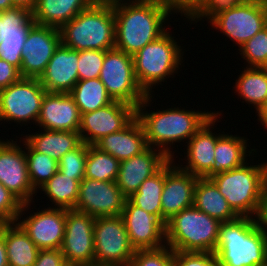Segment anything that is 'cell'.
Masks as SVG:
<instances>
[{"label": "cell", "instance_id": "32", "mask_svg": "<svg viewBox=\"0 0 267 266\" xmlns=\"http://www.w3.org/2000/svg\"><path fill=\"white\" fill-rule=\"evenodd\" d=\"M69 94L81 114L93 112L114 101L99 78L78 80Z\"/></svg>", "mask_w": 267, "mask_h": 266}, {"label": "cell", "instance_id": "16", "mask_svg": "<svg viewBox=\"0 0 267 266\" xmlns=\"http://www.w3.org/2000/svg\"><path fill=\"white\" fill-rule=\"evenodd\" d=\"M126 197L116 181L84 178L80 182L78 199L73 210L94 218L121 215Z\"/></svg>", "mask_w": 267, "mask_h": 266}, {"label": "cell", "instance_id": "55", "mask_svg": "<svg viewBox=\"0 0 267 266\" xmlns=\"http://www.w3.org/2000/svg\"><path fill=\"white\" fill-rule=\"evenodd\" d=\"M265 10H266V17H267V0H264Z\"/></svg>", "mask_w": 267, "mask_h": 266}, {"label": "cell", "instance_id": "54", "mask_svg": "<svg viewBox=\"0 0 267 266\" xmlns=\"http://www.w3.org/2000/svg\"><path fill=\"white\" fill-rule=\"evenodd\" d=\"M242 3H264V0H240Z\"/></svg>", "mask_w": 267, "mask_h": 266}, {"label": "cell", "instance_id": "34", "mask_svg": "<svg viewBox=\"0 0 267 266\" xmlns=\"http://www.w3.org/2000/svg\"><path fill=\"white\" fill-rule=\"evenodd\" d=\"M120 161L101 151L95 145H88L85 162V178L98 181H116Z\"/></svg>", "mask_w": 267, "mask_h": 266}, {"label": "cell", "instance_id": "27", "mask_svg": "<svg viewBox=\"0 0 267 266\" xmlns=\"http://www.w3.org/2000/svg\"><path fill=\"white\" fill-rule=\"evenodd\" d=\"M38 132V133H36ZM25 135L22 138L34 151L43 153L57 162L68 151L77 148L81 143V136L76 131L40 130Z\"/></svg>", "mask_w": 267, "mask_h": 266}, {"label": "cell", "instance_id": "30", "mask_svg": "<svg viewBox=\"0 0 267 266\" xmlns=\"http://www.w3.org/2000/svg\"><path fill=\"white\" fill-rule=\"evenodd\" d=\"M233 86L234 94L249 107L253 105L257 114L267 102V68L244 67Z\"/></svg>", "mask_w": 267, "mask_h": 266}, {"label": "cell", "instance_id": "22", "mask_svg": "<svg viewBox=\"0 0 267 266\" xmlns=\"http://www.w3.org/2000/svg\"><path fill=\"white\" fill-rule=\"evenodd\" d=\"M81 113L69 93H49L43 98L37 124L51 131H79Z\"/></svg>", "mask_w": 267, "mask_h": 266}, {"label": "cell", "instance_id": "5", "mask_svg": "<svg viewBox=\"0 0 267 266\" xmlns=\"http://www.w3.org/2000/svg\"><path fill=\"white\" fill-rule=\"evenodd\" d=\"M249 163L252 165L249 166ZM249 163L247 161L240 167L215 174L209 179L239 217L258 219L267 188V161L256 165Z\"/></svg>", "mask_w": 267, "mask_h": 266}, {"label": "cell", "instance_id": "2", "mask_svg": "<svg viewBox=\"0 0 267 266\" xmlns=\"http://www.w3.org/2000/svg\"><path fill=\"white\" fill-rule=\"evenodd\" d=\"M153 95L149 94L137 106L136 118L141 123L148 147L161 150L169 159H174L175 143H187L216 111H195L173 107L158 111L146 110L151 106ZM152 99V100H151ZM173 147H172V146ZM160 148V149H159ZM173 152V153H172Z\"/></svg>", "mask_w": 267, "mask_h": 266}, {"label": "cell", "instance_id": "52", "mask_svg": "<svg viewBox=\"0 0 267 266\" xmlns=\"http://www.w3.org/2000/svg\"><path fill=\"white\" fill-rule=\"evenodd\" d=\"M11 8H14L11 0H0V11H6Z\"/></svg>", "mask_w": 267, "mask_h": 266}, {"label": "cell", "instance_id": "29", "mask_svg": "<svg viewBox=\"0 0 267 266\" xmlns=\"http://www.w3.org/2000/svg\"><path fill=\"white\" fill-rule=\"evenodd\" d=\"M0 231L4 235L9 266H33L36 262L39 248L15 223L0 224Z\"/></svg>", "mask_w": 267, "mask_h": 266}, {"label": "cell", "instance_id": "7", "mask_svg": "<svg viewBox=\"0 0 267 266\" xmlns=\"http://www.w3.org/2000/svg\"><path fill=\"white\" fill-rule=\"evenodd\" d=\"M220 225V221L193 205L167 220L166 245L173 251L214 252Z\"/></svg>", "mask_w": 267, "mask_h": 266}, {"label": "cell", "instance_id": "21", "mask_svg": "<svg viewBox=\"0 0 267 266\" xmlns=\"http://www.w3.org/2000/svg\"><path fill=\"white\" fill-rule=\"evenodd\" d=\"M168 160L169 158L161 150L148 147L142 153L120 162L116 178L117 186L126 198L130 197Z\"/></svg>", "mask_w": 267, "mask_h": 266}, {"label": "cell", "instance_id": "37", "mask_svg": "<svg viewBox=\"0 0 267 266\" xmlns=\"http://www.w3.org/2000/svg\"><path fill=\"white\" fill-rule=\"evenodd\" d=\"M246 67L267 68V26L238 48Z\"/></svg>", "mask_w": 267, "mask_h": 266}, {"label": "cell", "instance_id": "1", "mask_svg": "<svg viewBox=\"0 0 267 266\" xmlns=\"http://www.w3.org/2000/svg\"><path fill=\"white\" fill-rule=\"evenodd\" d=\"M113 12L115 48L131 56L167 31L171 14L155 0H113Z\"/></svg>", "mask_w": 267, "mask_h": 266}, {"label": "cell", "instance_id": "51", "mask_svg": "<svg viewBox=\"0 0 267 266\" xmlns=\"http://www.w3.org/2000/svg\"><path fill=\"white\" fill-rule=\"evenodd\" d=\"M256 116L258 117L257 120L258 122H260V126H264V129L267 130V102Z\"/></svg>", "mask_w": 267, "mask_h": 266}, {"label": "cell", "instance_id": "11", "mask_svg": "<svg viewBox=\"0 0 267 266\" xmlns=\"http://www.w3.org/2000/svg\"><path fill=\"white\" fill-rule=\"evenodd\" d=\"M32 204L33 202L22 205L16 223L40 250L60 249L65 233L66 209L51 207L48 204L49 207L45 209L38 208L39 212H27ZM26 213L30 214L23 217Z\"/></svg>", "mask_w": 267, "mask_h": 266}, {"label": "cell", "instance_id": "35", "mask_svg": "<svg viewBox=\"0 0 267 266\" xmlns=\"http://www.w3.org/2000/svg\"><path fill=\"white\" fill-rule=\"evenodd\" d=\"M24 145L29 180L38 193V190L59 170L58 162L43 153L34 151L25 141Z\"/></svg>", "mask_w": 267, "mask_h": 266}, {"label": "cell", "instance_id": "42", "mask_svg": "<svg viewBox=\"0 0 267 266\" xmlns=\"http://www.w3.org/2000/svg\"><path fill=\"white\" fill-rule=\"evenodd\" d=\"M27 33L4 35L0 43V59L16 66L19 70L22 63V48Z\"/></svg>", "mask_w": 267, "mask_h": 266}, {"label": "cell", "instance_id": "48", "mask_svg": "<svg viewBox=\"0 0 267 266\" xmlns=\"http://www.w3.org/2000/svg\"><path fill=\"white\" fill-rule=\"evenodd\" d=\"M260 225L267 232V188L262 202V209L258 218Z\"/></svg>", "mask_w": 267, "mask_h": 266}, {"label": "cell", "instance_id": "47", "mask_svg": "<svg viewBox=\"0 0 267 266\" xmlns=\"http://www.w3.org/2000/svg\"><path fill=\"white\" fill-rule=\"evenodd\" d=\"M20 78V71L16 66L0 59V90L7 88Z\"/></svg>", "mask_w": 267, "mask_h": 266}, {"label": "cell", "instance_id": "49", "mask_svg": "<svg viewBox=\"0 0 267 266\" xmlns=\"http://www.w3.org/2000/svg\"><path fill=\"white\" fill-rule=\"evenodd\" d=\"M0 266H9L7 260V252L4 241V235L0 231Z\"/></svg>", "mask_w": 267, "mask_h": 266}, {"label": "cell", "instance_id": "41", "mask_svg": "<svg viewBox=\"0 0 267 266\" xmlns=\"http://www.w3.org/2000/svg\"><path fill=\"white\" fill-rule=\"evenodd\" d=\"M240 4H242L240 0H203L201 6L187 21L197 24L199 21L206 20L209 23L219 13L233 9Z\"/></svg>", "mask_w": 267, "mask_h": 266}, {"label": "cell", "instance_id": "25", "mask_svg": "<svg viewBox=\"0 0 267 266\" xmlns=\"http://www.w3.org/2000/svg\"><path fill=\"white\" fill-rule=\"evenodd\" d=\"M248 140L244 136L229 135L224 132L216 142L212 169L203 178H210L215 174L240 167L247 162L248 156L258 154L257 149H249Z\"/></svg>", "mask_w": 267, "mask_h": 266}, {"label": "cell", "instance_id": "8", "mask_svg": "<svg viewBox=\"0 0 267 266\" xmlns=\"http://www.w3.org/2000/svg\"><path fill=\"white\" fill-rule=\"evenodd\" d=\"M46 93L39 78L28 77L0 90V122L11 121L21 127L31 122L36 125Z\"/></svg>", "mask_w": 267, "mask_h": 266}, {"label": "cell", "instance_id": "50", "mask_svg": "<svg viewBox=\"0 0 267 266\" xmlns=\"http://www.w3.org/2000/svg\"><path fill=\"white\" fill-rule=\"evenodd\" d=\"M14 7H21L24 9H28L30 11H33L35 5H36V0H11Z\"/></svg>", "mask_w": 267, "mask_h": 266}, {"label": "cell", "instance_id": "18", "mask_svg": "<svg viewBox=\"0 0 267 266\" xmlns=\"http://www.w3.org/2000/svg\"><path fill=\"white\" fill-rule=\"evenodd\" d=\"M198 178L176 165L174 159L165 163V182L161 194L164 225L173 215L194 205V189Z\"/></svg>", "mask_w": 267, "mask_h": 266}, {"label": "cell", "instance_id": "14", "mask_svg": "<svg viewBox=\"0 0 267 266\" xmlns=\"http://www.w3.org/2000/svg\"><path fill=\"white\" fill-rule=\"evenodd\" d=\"M136 118V107L113 101L93 112L82 113L79 133L82 142L95 145L104 136L119 132Z\"/></svg>", "mask_w": 267, "mask_h": 266}, {"label": "cell", "instance_id": "36", "mask_svg": "<svg viewBox=\"0 0 267 266\" xmlns=\"http://www.w3.org/2000/svg\"><path fill=\"white\" fill-rule=\"evenodd\" d=\"M32 11L14 7L0 11V43L4 35L27 33L34 24Z\"/></svg>", "mask_w": 267, "mask_h": 266}, {"label": "cell", "instance_id": "12", "mask_svg": "<svg viewBox=\"0 0 267 266\" xmlns=\"http://www.w3.org/2000/svg\"><path fill=\"white\" fill-rule=\"evenodd\" d=\"M210 25L225 35L237 47L267 26V17L264 3H242L233 9L224 11L215 16Z\"/></svg>", "mask_w": 267, "mask_h": 266}, {"label": "cell", "instance_id": "33", "mask_svg": "<svg viewBox=\"0 0 267 266\" xmlns=\"http://www.w3.org/2000/svg\"><path fill=\"white\" fill-rule=\"evenodd\" d=\"M80 182L63 175L59 170L38 191H43L52 202V207L74 209L79 193Z\"/></svg>", "mask_w": 267, "mask_h": 266}, {"label": "cell", "instance_id": "46", "mask_svg": "<svg viewBox=\"0 0 267 266\" xmlns=\"http://www.w3.org/2000/svg\"><path fill=\"white\" fill-rule=\"evenodd\" d=\"M64 260L60 249H41L33 266H61Z\"/></svg>", "mask_w": 267, "mask_h": 266}, {"label": "cell", "instance_id": "9", "mask_svg": "<svg viewBox=\"0 0 267 266\" xmlns=\"http://www.w3.org/2000/svg\"><path fill=\"white\" fill-rule=\"evenodd\" d=\"M99 79L114 101L137 106L147 97L134 74L133 56L112 48L105 51Z\"/></svg>", "mask_w": 267, "mask_h": 266}, {"label": "cell", "instance_id": "40", "mask_svg": "<svg viewBox=\"0 0 267 266\" xmlns=\"http://www.w3.org/2000/svg\"><path fill=\"white\" fill-rule=\"evenodd\" d=\"M104 59L105 51L94 49L78 51L79 80L99 78Z\"/></svg>", "mask_w": 267, "mask_h": 266}, {"label": "cell", "instance_id": "4", "mask_svg": "<svg viewBox=\"0 0 267 266\" xmlns=\"http://www.w3.org/2000/svg\"><path fill=\"white\" fill-rule=\"evenodd\" d=\"M61 44L72 50L107 51L115 47L113 0H96L60 28Z\"/></svg>", "mask_w": 267, "mask_h": 266}, {"label": "cell", "instance_id": "24", "mask_svg": "<svg viewBox=\"0 0 267 266\" xmlns=\"http://www.w3.org/2000/svg\"><path fill=\"white\" fill-rule=\"evenodd\" d=\"M95 146L120 162L148 148L144 129L137 118L123 130L104 136Z\"/></svg>", "mask_w": 267, "mask_h": 266}, {"label": "cell", "instance_id": "38", "mask_svg": "<svg viewBox=\"0 0 267 266\" xmlns=\"http://www.w3.org/2000/svg\"><path fill=\"white\" fill-rule=\"evenodd\" d=\"M88 155V144L82 142L77 148L68 151L58 161L59 171L81 182L85 178V162Z\"/></svg>", "mask_w": 267, "mask_h": 266}, {"label": "cell", "instance_id": "13", "mask_svg": "<svg viewBox=\"0 0 267 266\" xmlns=\"http://www.w3.org/2000/svg\"><path fill=\"white\" fill-rule=\"evenodd\" d=\"M10 140L0 139V183L23 204L35 202L33 197L37 195V192L29 180L25 150L23 149L24 140L20 138V144L17 143V138L16 141Z\"/></svg>", "mask_w": 267, "mask_h": 266}, {"label": "cell", "instance_id": "43", "mask_svg": "<svg viewBox=\"0 0 267 266\" xmlns=\"http://www.w3.org/2000/svg\"><path fill=\"white\" fill-rule=\"evenodd\" d=\"M23 203L0 183V224L15 223Z\"/></svg>", "mask_w": 267, "mask_h": 266}, {"label": "cell", "instance_id": "10", "mask_svg": "<svg viewBox=\"0 0 267 266\" xmlns=\"http://www.w3.org/2000/svg\"><path fill=\"white\" fill-rule=\"evenodd\" d=\"M134 253L121 215L95 218V266H130Z\"/></svg>", "mask_w": 267, "mask_h": 266}, {"label": "cell", "instance_id": "15", "mask_svg": "<svg viewBox=\"0 0 267 266\" xmlns=\"http://www.w3.org/2000/svg\"><path fill=\"white\" fill-rule=\"evenodd\" d=\"M60 44L59 28L34 23L22 48L21 77L40 78Z\"/></svg>", "mask_w": 267, "mask_h": 266}, {"label": "cell", "instance_id": "23", "mask_svg": "<svg viewBox=\"0 0 267 266\" xmlns=\"http://www.w3.org/2000/svg\"><path fill=\"white\" fill-rule=\"evenodd\" d=\"M77 66L78 51L60 44L39 78L41 85L49 93H69L79 80Z\"/></svg>", "mask_w": 267, "mask_h": 266}, {"label": "cell", "instance_id": "45", "mask_svg": "<svg viewBox=\"0 0 267 266\" xmlns=\"http://www.w3.org/2000/svg\"><path fill=\"white\" fill-rule=\"evenodd\" d=\"M166 10H168L171 15L172 13L180 16H184L187 20L196 12V10L201 6L203 0H155ZM180 12V13H179Z\"/></svg>", "mask_w": 267, "mask_h": 266}, {"label": "cell", "instance_id": "28", "mask_svg": "<svg viewBox=\"0 0 267 266\" xmlns=\"http://www.w3.org/2000/svg\"><path fill=\"white\" fill-rule=\"evenodd\" d=\"M194 206L221 223L239 217L209 178H198L194 189Z\"/></svg>", "mask_w": 267, "mask_h": 266}, {"label": "cell", "instance_id": "20", "mask_svg": "<svg viewBox=\"0 0 267 266\" xmlns=\"http://www.w3.org/2000/svg\"><path fill=\"white\" fill-rule=\"evenodd\" d=\"M221 112H216L211 116L207 122L194 134V136L187 142L186 156L184 157L187 165L183 163H176L183 170L188 171L192 175L203 178L211 169L214 163L215 146L218 138L224 133L213 132V127L220 119Z\"/></svg>", "mask_w": 267, "mask_h": 266}, {"label": "cell", "instance_id": "39", "mask_svg": "<svg viewBox=\"0 0 267 266\" xmlns=\"http://www.w3.org/2000/svg\"><path fill=\"white\" fill-rule=\"evenodd\" d=\"M130 266H175L174 251L168 245L158 249L135 250Z\"/></svg>", "mask_w": 267, "mask_h": 266}, {"label": "cell", "instance_id": "3", "mask_svg": "<svg viewBox=\"0 0 267 266\" xmlns=\"http://www.w3.org/2000/svg\"><path fill=\"white\" fill-rule=\"evenodd\" d=\"M214 253L218 266H266L267 232L252 217L223 222Z\"/></svg>", "mask_w": 267, "mask_h": 266}, {"label": "cell", "instance_id": "31", "mask_svg": "<svg viewBox=\"0 0 267 266\" xmlns=\"http://www.w3.org/2000/svg\"><path fill=\"white\" fill-rule=\"evenodd\" d=\"M165 182V164L151 177H148L127 199L147 213L155 215L162 222L161 194Z\"/></svg>", "mask_w": 267, "mask_h": 266}, {"label": "cell", "instance_id": "17", "mask_svg": "<svg viewBox=\"0 0 267 266\" xmlns=\"http://www.w3.org/2000/svg\"><path fill=\"white\" fill-rule=\"evenodd\" d=\"M94 224L89 214L66 209L63 243L60 248L66 261L94 266Z\"/></svg>", "mask_w": 267, "mask_h": 266}, {"label": "cell", "instance_id": "44", "mask_svg": "<svg viewBox=\"0 0 267 266\" xmlns=\"http://www.w3.org/2000/svg\"><path fill=\"white\" fill-rule=\"evenodd\" d=\"M175 266H218L214 252L174 251Z\"/></svg>", "mask_w": 267, "mask_h": 266}, {"label": "cell", "instance_id": "6", "mask_svg": "<svg viewBox=\"0 0 267 266\" xmlns=\"http://www.w3.org/2000/svg\"><path fill=\"white\" fill-rule=\"evenodd\" d=\"M172 35L168 29L133 55L136 80L147 95L153 94L152 89L162 85L169 77L175 78L174 74L179 73L181 63L184 62L185 51Z\"/></svg>", "mask_w": 267, "mask_h": 266}, {"label": "cell", "instance_id": "53", "mask_svg": "<svg viewBox=\"0 0 267 266\" xmlns=\"http://www.w3.org/2000/svg\"><path fill=\"white\" fill-rule=\"evenodd\" d=\"M61 266H85V265L78 263V262H72V261L64 260V262L61 264Z\"/></svg>", "mask_w": 267, "mask_h": 266}, {"label": "cell", "instance_id": "19", "mask_svg": "<svg viewBox=\"0 0 267 266\" xmlns=\"http://www.w3.org/2000/svg\"><path fill=\"white\" fill-rule=\"evenodd\" d=\"M121 216L135 250L158 249L166 245L165 225L155 215L126 199Z\"/></svg>", "mask_w": 267, "mask_h": 266}, {"label": "cell", "instance_id": "26", "mask_svg": "<svg viewBox=\"0 0 267 266\" xmlns=\"http://www.w3.org/2000/svg\"><path fill=\"white\" fill-rule=\"evenodd\" d=\"M96 0H36L32 18L36 24L60 28Z\"/></svg>", "mask_w": 267, "mask_h": 266}]
</instances>
